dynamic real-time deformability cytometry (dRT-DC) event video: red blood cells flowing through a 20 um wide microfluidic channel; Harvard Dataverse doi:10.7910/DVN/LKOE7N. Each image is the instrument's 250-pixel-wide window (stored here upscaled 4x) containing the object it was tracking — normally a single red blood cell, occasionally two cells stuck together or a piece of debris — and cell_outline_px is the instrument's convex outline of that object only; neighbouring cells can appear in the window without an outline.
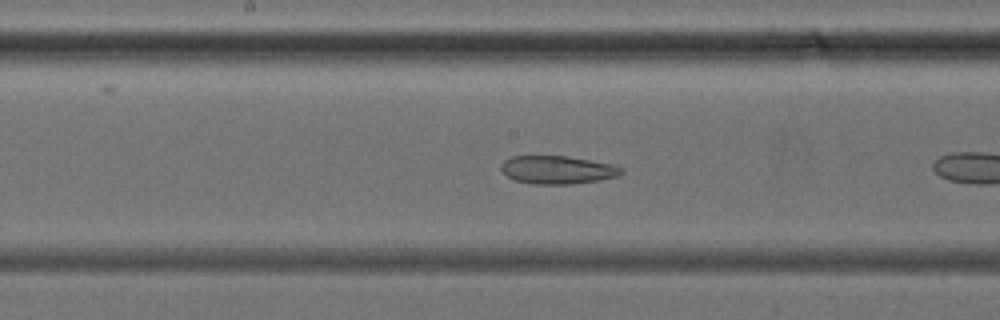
{"species": "common noctule bat (a hibernating species)", "species_latin": "Nyctalus noctula", "temperature_condition": "cold", "stored_images_in_passage": 10, "camera_frame_rate_fps": 3000, "um_per_image_px": 0.085, "animal": {"sex": "female", "body_mass_g": 24.6, "forearm_length_mm": 56.2}, "frame": {"image": 1, "passage_image": 9, "time_ms": 2.667, "image_size_px": [1000, 320], "cell_outline_px": [[624, 172], [616, 176], [600, 180], [572, 184], [528, 184], [516, 180], [508, 176], [500, 168], [500, 164], [504, 160], [512, 156], [564, 156], [612, 164], [624, 168]], "centroid_in_image_um": [47.37, 14.44], "position_along_channel_um": 200.8, "area_um2": 19.65}}